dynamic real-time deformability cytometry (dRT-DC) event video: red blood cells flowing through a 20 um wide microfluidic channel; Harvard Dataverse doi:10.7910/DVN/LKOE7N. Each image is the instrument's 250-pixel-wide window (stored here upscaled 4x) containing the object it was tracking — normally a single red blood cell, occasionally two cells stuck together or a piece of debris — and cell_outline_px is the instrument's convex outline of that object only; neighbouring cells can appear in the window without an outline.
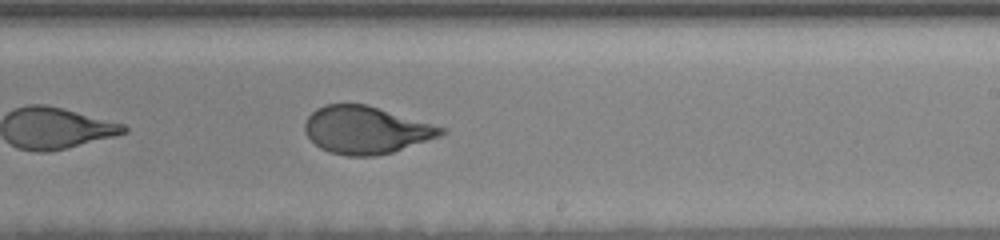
{"species": "human", "species_latin": "Homo sapiens", "temperature_condition": "room temperature", "stored_images_in_passage": 31, "camera_frame_rate_fps": 3000, "um_per_image_px": 0.085, "donor": {"sex": "female"}, "frame": {"image": 1, "passage_image": 22, "time_ms": 11.333, "image_size_px": [1000, 240], "cell_outline_px": [[448, 132], [440, 136], [392, 152], [376, 156], [348, 156], [328, 152], [320, 148], [304, 132], [304, 124], [308, 116], [316, 108], [324, 104], [368, 104], [448, 128]], "centroid_in_image_um": [31.13, 11.04], "position_along_channel_um": 257.9, "area_um2": 37.97}, "authors_computed_cell_mechanics": {"area_um2": 40.9224, "velocity_mm_per_s": 3.6007, "shape_relaxation_time_tau1_ms": 3.7001, "shape_relaxation_time_tau2_ms": 1.0633, "deformation_change_tau1": 0.1742, "deformation_change_tau2": 0.0764}}